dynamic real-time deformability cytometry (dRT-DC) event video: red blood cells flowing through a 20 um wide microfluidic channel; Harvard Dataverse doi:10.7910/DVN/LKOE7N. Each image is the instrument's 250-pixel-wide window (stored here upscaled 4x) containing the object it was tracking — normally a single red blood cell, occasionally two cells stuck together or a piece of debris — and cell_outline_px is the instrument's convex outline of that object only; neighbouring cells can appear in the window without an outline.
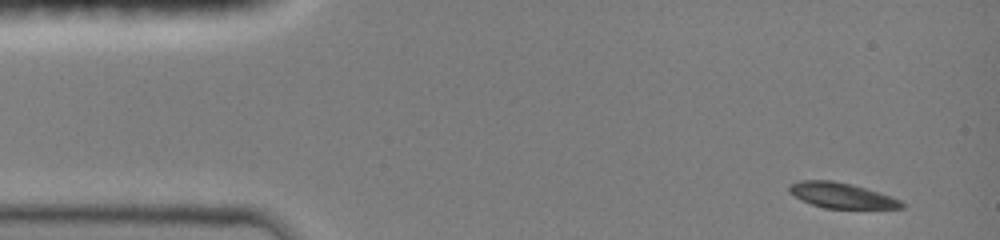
{"species": "common noctule bat (a hibernating species)", "species_latin": "Nyctalus noctula", "temperature_condition": "room temperature", "stored_images_in_passage": 8, "segment_of_instrument_passage": [1, 2], "camera_frame_rate_fps": 3000, "um_per_image_px": 0.085, "animal": {"sex": "female", "body_mass_g": 19.0, "forearm_length_mm": 51.5}, "frame": {"image": 1, "passage_image": 1, "time_ms": 0.0, "image_size_px": [1000, 240], "cell_outline_px": [[904, 208], [824, 208], [800, 200], [788, 192], [788, 188], [792, 184], [800, 180], [832, 180], [852, 184], [900, 200], [904, 204]], "centroid_in_image_um": [71.46, 16.61], "position_along_channel_um": 13.5, "area_um2": 16.36}}